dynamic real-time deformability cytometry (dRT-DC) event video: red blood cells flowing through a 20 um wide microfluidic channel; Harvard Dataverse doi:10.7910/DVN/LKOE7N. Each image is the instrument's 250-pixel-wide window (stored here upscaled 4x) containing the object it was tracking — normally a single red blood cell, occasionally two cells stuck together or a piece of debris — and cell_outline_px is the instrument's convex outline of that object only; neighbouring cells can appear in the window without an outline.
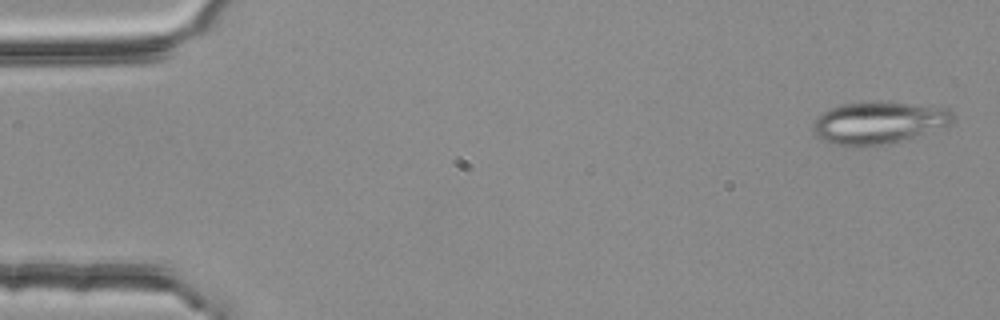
{"species": "common noctule bat (a hibernating species)", "species_latin": "Nyctalus noctula", "temperature_condition": "room temperature", "stored_images_in_passage": 3, "camera_frame_rate_fps": 3000, "um_per_image_px": 0.085, "animal": {"sex": "female", "body_mass_g": 25.1}, "frame": {"image": 1, "passage_image": 1, "time_ms": 0.0, "image_size_px": [1000, 320], "cell_outline_px": [[956, 116], [952, 124], [888, 144], [860, 148], [844, 148], [820, 140], [812, 132], [812, 124], [824, 112], [832, 108], [844, 104], [876, 100], [948, 108]], "centroid_in_image_um": [74.64, 10.46], "position_along_channel_um": 10.4, "area_um2": 34.97}}